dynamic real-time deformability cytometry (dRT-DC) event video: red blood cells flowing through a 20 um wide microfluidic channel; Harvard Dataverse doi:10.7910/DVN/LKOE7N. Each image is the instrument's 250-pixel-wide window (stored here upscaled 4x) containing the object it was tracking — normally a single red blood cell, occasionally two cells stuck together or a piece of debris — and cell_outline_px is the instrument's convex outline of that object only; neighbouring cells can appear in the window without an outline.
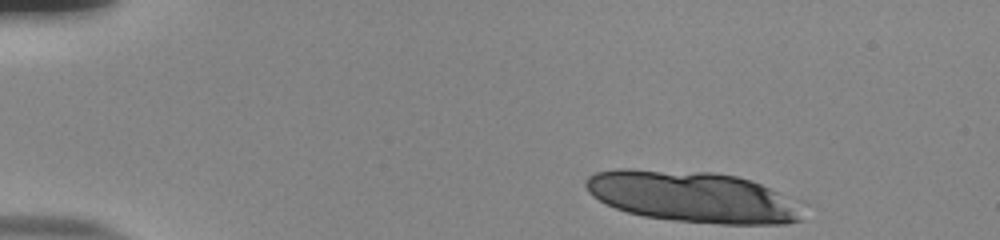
{"species": "human", "species_latin": "Homo sapiens", "temperature_condition": "room temperature", "stored_images_in_passage": 12, "camera_frame_rate_fps": 3000, "um_per_image_px": 0.085, "donor": {"sex": "male"}, "frame": {"image": 1, "passage_image": 1, "time_ms": 0.0, "image_size_px": [1000, 240], "cell_outline_px": [[808, 204], [804, 220], [784, 224], [720, 224], [672, 220], [644, 216], [628, 212], [604, 204], [592, 196], [588, 192], [584, 184], [584, 180], [588, 176], [596, 172], [616, 168], [632, 168], [712, 172], [736, 176], [752, 180], [804, 200]], "centroid_in_image_um": [59.02, 16.73], "position_along_channel_um": 26.0, "area_um2": 66.64}}